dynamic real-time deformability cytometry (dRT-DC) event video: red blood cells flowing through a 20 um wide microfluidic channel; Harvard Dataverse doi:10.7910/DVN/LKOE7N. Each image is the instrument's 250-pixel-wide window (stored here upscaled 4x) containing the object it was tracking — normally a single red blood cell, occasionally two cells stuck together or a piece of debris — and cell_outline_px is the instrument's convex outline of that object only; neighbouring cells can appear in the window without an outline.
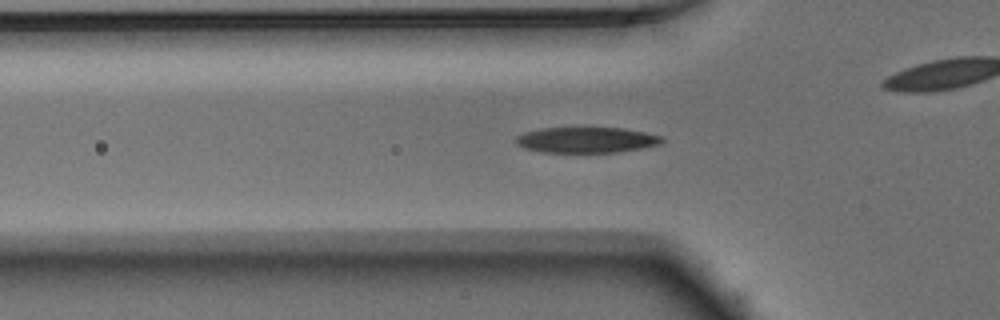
{"species": "Egyptian fruit bat (a non-hibernating species)", "species_latin": "Rousettus aegyptiacus", "temperature_condition": "warm", "stored_images_in_passage": 41, "camera_frame_rate_fps": 3000, "um_per_image_px": 0.085, "animal": {"sex": "male"}, "frame": {"image": 1, "passage_image": 6, "time_ms": 1.667, "image_size_px": [1000, 320], "cell_outline_px": [[664, 140], [660, 144], [640, 148], [616, 152], [540, 152], [524, 148], [516, 144], [516, 136], [524, 132], [544, 128], [624, 128], [664, 136]], "centroid_in_image_um": [49.84, 11.89], "position_along_channel_um": 76.0, "area_um2": 21.79}}
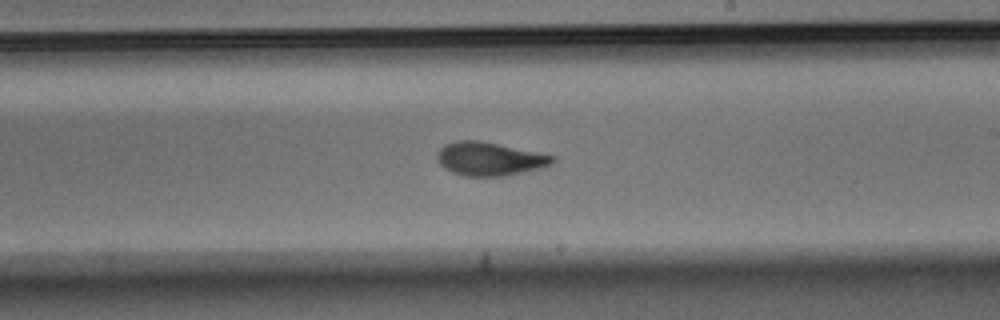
{"frame": {"image": 2, "passage_image": 19, "time_ms": 6.0, "image_size_px": [1000, 320], "cell_outline_px": [[556, 160], [552, 164], [544, 168], [504, 176], [464, 176], [452, 172], [444, 168], [440, 164], [436, 156], [440, 148], [444, 144], [456, 140], [480, 140], [556, 156]], "centroid_in_image_um": [41.63, 13.5], "position_along_channel_um": 247.4, "area_um2": 22.72}}
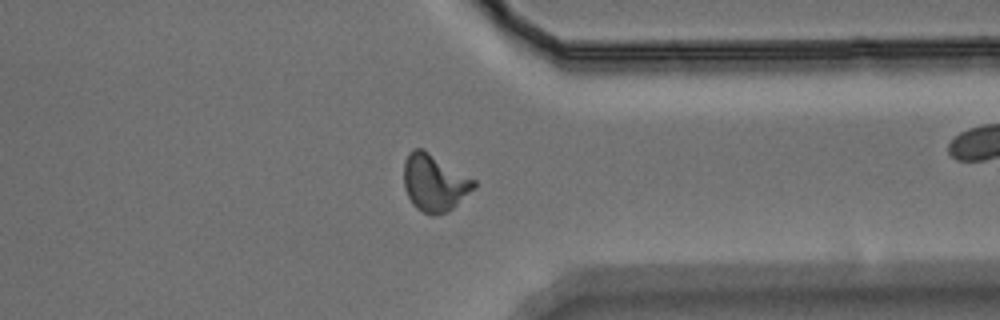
{"frame": {"image": 3, "passage_image": 29, "time_ms": 9.333, "image_size_px": [1000, 320], "cell_outline_px": [[476, 188], [448, 212], [432, 216], [416, 208], [412, 204], [404, 188], [404, 160], [408, 152], [412, 148], [424, 148], [476, 180]], "centroid_in_image_um": [36.93, 15.51], "position_along_channel_um": 374.5, "area_um2": 23.7}, "authors_computed_cell_mechanics": {"area_um2": 21.964, "velocity_mm_per_s": 3.929, "shape_relaxation_time_tau1_ms": 2.8186, "shape_relaxation_time_tau2_ms": 1.5522, "deformation_change_tau1": 0.1767, "deformation_change_tau2": 0.0864}}